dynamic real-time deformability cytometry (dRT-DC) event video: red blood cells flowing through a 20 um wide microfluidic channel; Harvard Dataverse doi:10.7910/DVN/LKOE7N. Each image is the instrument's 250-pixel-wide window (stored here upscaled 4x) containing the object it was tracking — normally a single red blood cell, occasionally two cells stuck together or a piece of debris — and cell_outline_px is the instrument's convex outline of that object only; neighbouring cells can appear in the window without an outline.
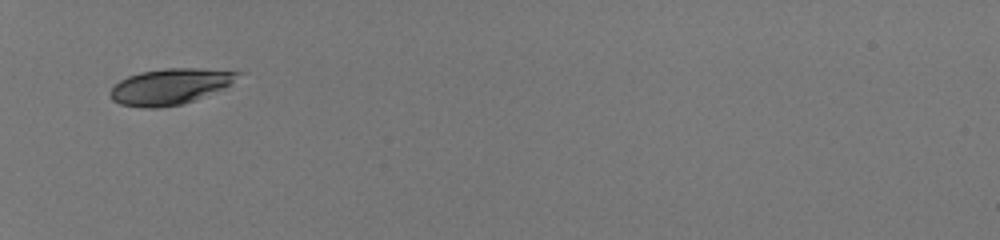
{"species": "human", "species_latin": "Homo sapiens", "temperature_condition": "room temperature", "stored_images_in_passage": 32, "camera_frame_rate_fps": 3000, "um_per_image_px": 0.085, "donor": {"sex": "male"}, "frame": {"image": 1, "passage_image": 1, "time_ms": 0.0, "image_size_px": [1000, 240], "cell_outline_px": [[244, 72], [232, 84], [224, 88], [184, 104], [160, 108], [144, 108], [120, 104], [112, 100], [108, 92], [120, 80], [128, 76], [140, 72], [164, 68], [196, 68]], "centroid_in_image_um": [14.46, 7.36], "position_along_channel_um": 70.5, "area_um2": 26.88}}
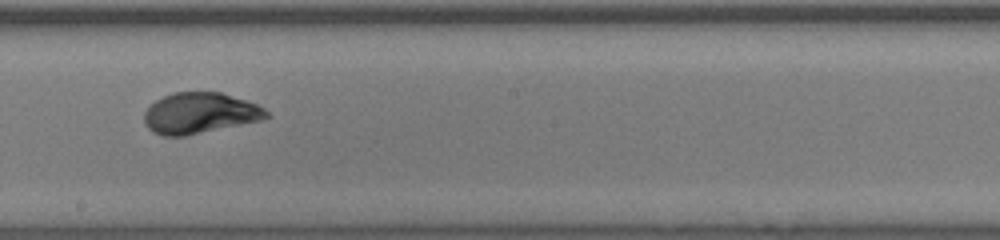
{"frame": {"image": 2, "passage_image": 14, "time_ms": 4.333, "image_size_px": [1000, 240], "cell_outline_px": [[272, 116], [264, 120], [184, 136], [164, 136], [152, 132], [144, 124], [144, 112], [156, 100], [172, 92], [220, 92], [256, 104], [264, 108]], "centroid_in_image_um": [16.99, 9.63], "position_along_channel_um": 231.2, "area_um2": 29.19}}
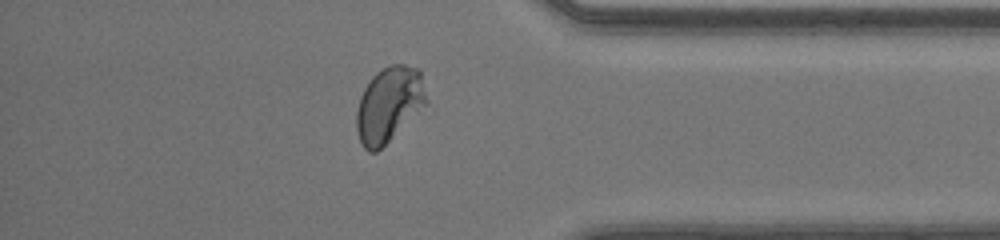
{"frame": {"image": 3, "passage_image": 27, "time_ms": 8.667, "image_size_px": [1000, 240], "cell_outline_px": [[428, 104], [376, 152], [368, 152], [360, 144], [356, 132], [356, 112], [360, 96], [364, 88], [372, 76], [376, 72], [392, 64], [404, 64], [420, 68], [428, 100]], "centroid_in_image_um": [33.07, 8.87], "position_along_channel_um": 402.1, "area_um2": 30.98}, "authors_computed_cell_mechanics": {"area_um2": 29.2179, "velocity_mm_per_s": 4.1008, "shape_relaxation_time_tau1_ms": 3.8231, "shape_relaxation_time_tau2_ms": null, "deformation_change_tau1": 0.1793, "deformation_change_tau2": null}}